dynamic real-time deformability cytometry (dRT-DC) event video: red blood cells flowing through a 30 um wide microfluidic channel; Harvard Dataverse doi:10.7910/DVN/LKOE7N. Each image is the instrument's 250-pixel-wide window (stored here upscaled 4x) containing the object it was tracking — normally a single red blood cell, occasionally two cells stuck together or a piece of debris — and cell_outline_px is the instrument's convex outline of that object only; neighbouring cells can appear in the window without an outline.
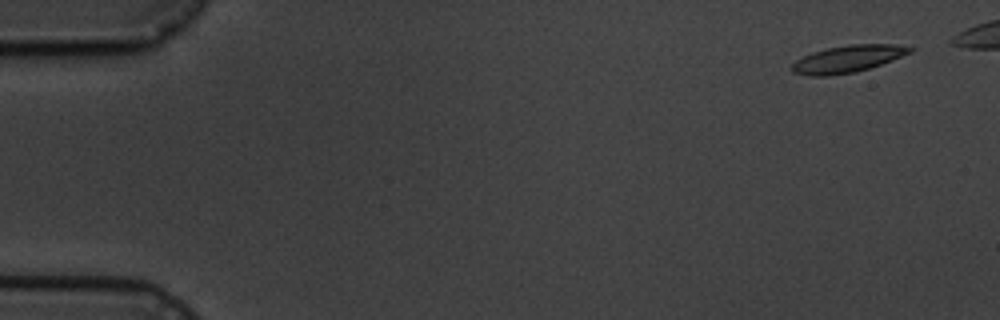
{"species": "common noctule bat (a hibernating species)", "species_latin": "Nyctalus noctula", "temperature_condition": "cold", "stored_images_in_passage": 6, "camera_frame_rate_fps": 3000, "um_per_image_px": 0.085, "animal": {"sex": "male", "body_mass_g": 19.5, "forearm_length_mm": 54.6}, "frame": {"image": 1, "passage_image": 1, "time_ms": 0.0, "image_size_px": [1000, 320], "cell_outline_px": [[916, 48], [912, 52], [880, 64], [856, 72], [828, 76], [808, 76], [792, 72], [792, 64], [796, 60], [812, 52], [828, 48], [848, 44], [896, 44]], "centroid_in_image_um": [72.05, 5.0], "position_along_channel_um": 12.9, "area_um2": 18.55}}